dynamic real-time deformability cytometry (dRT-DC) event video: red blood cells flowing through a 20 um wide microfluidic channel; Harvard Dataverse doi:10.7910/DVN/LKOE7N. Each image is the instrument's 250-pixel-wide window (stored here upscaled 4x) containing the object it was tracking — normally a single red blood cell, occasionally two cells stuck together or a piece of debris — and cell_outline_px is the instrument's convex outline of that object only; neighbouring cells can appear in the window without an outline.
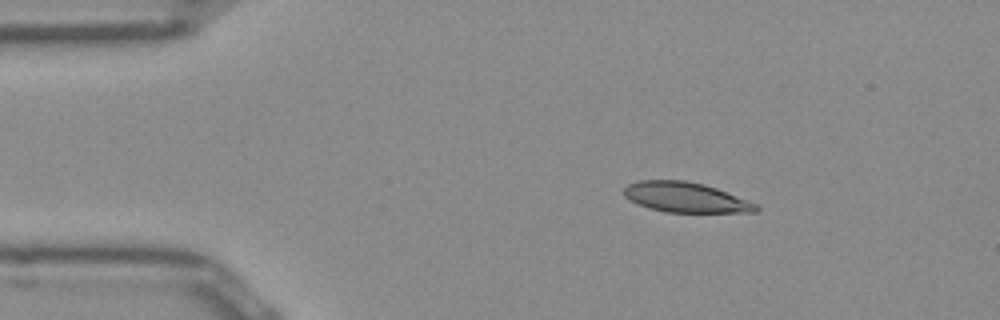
{"species": "Egyptian fruit bat (a non-hibernating species)", "species_latin": "Rousettus aegyptiacus", "temperature_condition": "room temperature", "stored_images_in_passage": 14, "camera_frame_rate_fps": 3000, "um_per_image_px": 0.085, "frame": {"image": 1, "passage_image": 1, "time_ms": 0.0, "image_size_px": [1000, 320], "cell_outline_px": [[760, 208], [756, 212], [668, 212], [648, 208], [636, 204], [624, 196], [624, 188], [628, 184], [640, 180], [684, 180], [704, 184], [716, 188], [756, 204]], "centroid_in_image_um": [58.23, 16.77], "position_along_channel_um": 26.8, "area_um2": 23.0}}
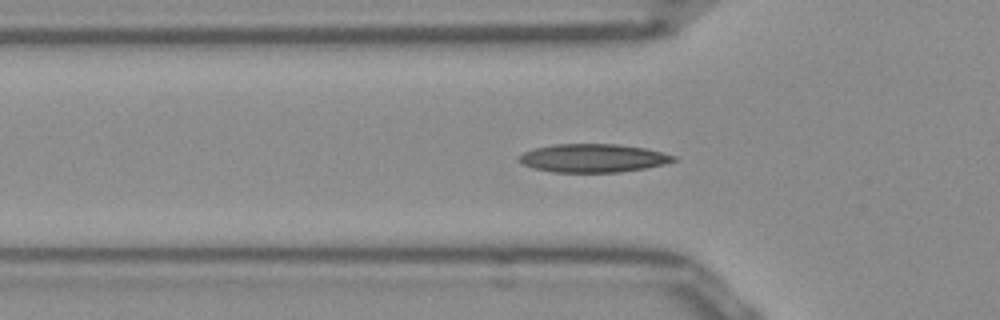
{"frame": {"image": 2, "passage_image": 9, "time_ms": 2.667, "image_size_px": [1000, 320], "cell_outline_px": [[676, 160], [664, 164], [644, 168], [620, 172], [552, 172], [532, 168], [516, 160], [524, 152], [536, 148], [556, 144], [616, 144], [644, 148], [676, 156]], "centroid_in_image_um": [50.39, 13.44], "position_along_channel_um": 75.4, "area_um2": 25.32}}
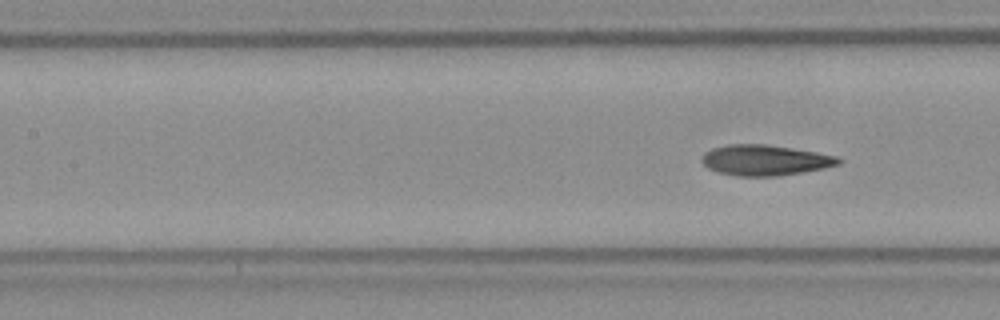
{"frame": {"image": 3, "passage_image": 14, "time_ms": 4.333, "image_size_px": [1000, 320], "cell_outline_px": [[844, 160], [840, 164], [824, 168], [780, 176], [736, 176], [716, 172], [708, 168], [700, 160], [704, 152], [712, 148], [728, 144], [764, 144], [792, 148], [816, 152], [836, 156]], "centroid_in_image_um": [65.01, 13.62], "position_along_channel_um": 142.4, "area_um2": 24.51}}